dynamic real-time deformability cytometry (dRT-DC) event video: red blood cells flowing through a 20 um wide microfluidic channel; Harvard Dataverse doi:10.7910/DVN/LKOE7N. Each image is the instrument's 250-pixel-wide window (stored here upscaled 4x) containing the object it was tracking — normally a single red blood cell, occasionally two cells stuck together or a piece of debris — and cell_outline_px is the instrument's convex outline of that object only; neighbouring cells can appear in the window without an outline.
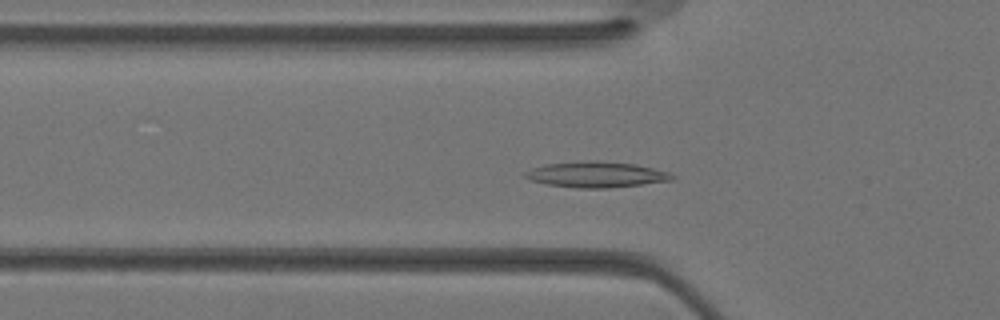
{"species": "Egyptian fruit bat (a non-hibernating species)", "species_latin": "Rousettus aegyptiacus", "temperature_condition": "warm", "stored_images_in_passage": 33, "camera_frame_rate_fps": 3000, "um_per_image_px": 0.085, "animal": {"sex": "female"}, "frame": {"image": 1, "passage_image": 10, "time_ms": 3.0, "image_size_px": [1000, 320], "cell_outline_px": [[676, 180], [608, 188], [576, 188], [548, 184], [532, 180], [524, 176], [524, 172], [532, 168], [544, 164], [592, 160], [596, 160], [636, 164], [668, 172], [676, 176]], "centroid_in_image_um": [50.71, 14.83], "position_along_channel_um": 75.1, "area_um2": 22.08}}
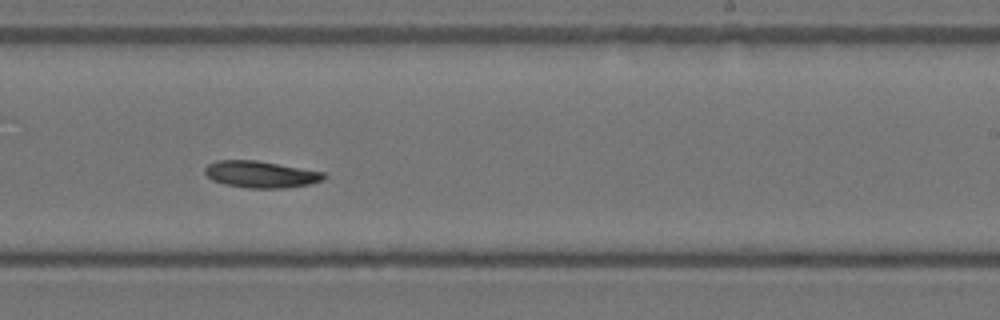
{"frame": {"image": 2, "passage_image": 20, "time_ms": 6.333, "image_size_px": [1000, 320], "cell_outline_px": [[328, 176], [324, 180], [308, 184], [284, 188], [248, 188], [224, 184], [212, 180], [204, 172], [204, 168], [208, 164], [216, 160], [256, 160], [324, 172]], "centroid_in_image_um": [22.16, 14.82], "position_along_channel_um": 266.8, "area_um2": 18.55}}
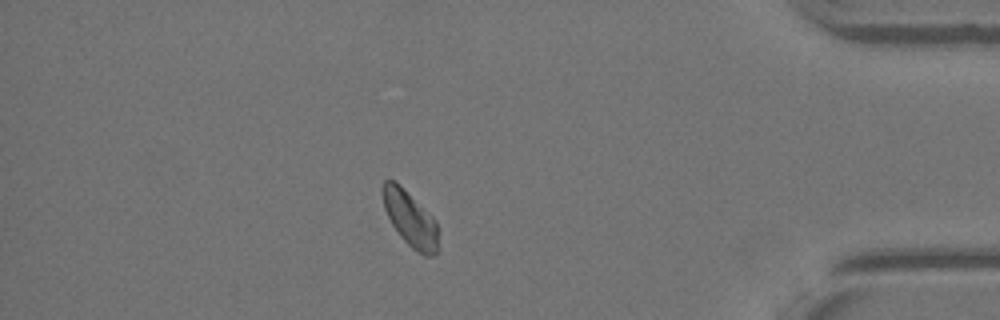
{"frame": {"image": 3, "passage_image": 29, "time_ms": 9.333, "image_size_px": [1000, 320], "cell_outline_px": [[436, 252], [432, 256], [424, 256], [412, 248], [400, 236], [392, 224], [384, 208], [380, 192], [380, 188], [384, 180], [392, 180], [400, 184], [436, 220]], "centroid_in_image_um": [34.8, 18.55], "position_along_channel_um": 400.4, "area_um2": 17.74}}